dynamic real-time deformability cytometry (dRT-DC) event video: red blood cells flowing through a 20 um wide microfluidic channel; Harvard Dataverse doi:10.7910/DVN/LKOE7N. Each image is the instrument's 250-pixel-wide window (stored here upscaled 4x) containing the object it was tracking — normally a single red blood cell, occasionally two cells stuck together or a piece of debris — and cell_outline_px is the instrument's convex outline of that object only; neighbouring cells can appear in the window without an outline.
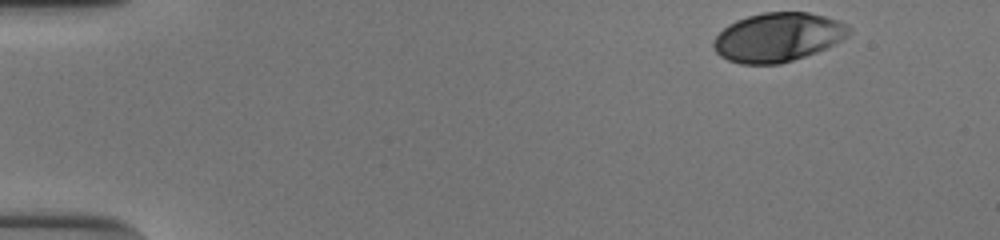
{"species": "human", "species_latin": "Homo sapiens", "temperature_condition": "cold", "stored_images_in_passage": 41, "camera_frame_rate_fps": 3000, "um_per_image_px": 0.085, "donor": {"sex": "male"}, "frame": {"image": 1, "passage_image": 1, "time_ms": 0.0, "image_size_px": [1000, 240], "cell_outline_px": [[852, 32], [848, 36], [816, 52], [780, 64], [740, 64], [728, 60], [720, 56], [712, 48], [712, 44], [716, 36], [728, 24], [736, 20], [748, 16], [764, 12], [808, 12], [824, 16], [848, 24], [852, 28]], "centroid_in_image_um": [66.1, 3.16], "position_along_channel_um": 18.9, "area_um2": 38.61}}
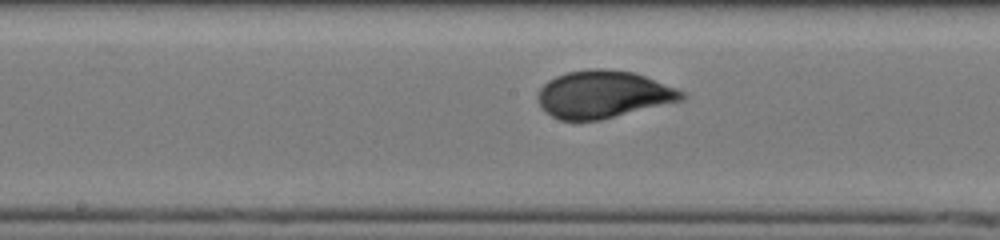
{"frame": {"image": 2, "passage_image": 24, "time_ms": 7.667, "image_size_px": [1000, 240], "cell_outline_px": [[688, 96], [684, 100], [600, 120], [560, 120], [544, 112], [540, 108], [540, 88], [548, 80], [556, 76], [568, 72], [588, 68], [608, 68], [632, 72], [644, 76], [676, 88], [684, 92]], "centroid_in_image_um": [51.29, 8.02], "position_along_channel_um": 196.9, "area_um2": 39.71}}
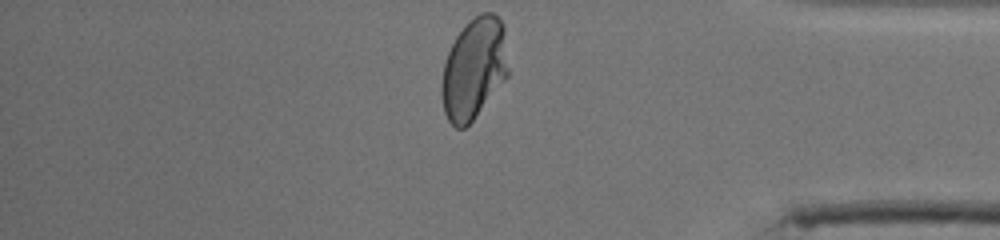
{"frame": {"image": 3, "passage_image": 41, "time_ms": 13.333, "image_size_px": [1000, 240], "cell_outline_px": [[508, 76], [472, 120], [464, 128], [456, 128], [448, 120], [444, 112], [440, 92], [440, 84], [444, 64], [448, 52], [456, 36], [480, 12], [492, 12], [504, 24], [508, 68]], "centroid_in_image_um": [40.27, 5.84], "position_along_channel_um": 394.9, "area_um2": 39.07}, "authors_computed_cell_mechanics": {"area_um2": 38.9572, "velocity_mm_per_s": 3.8743, "shape_relaxation_time_tau1_ms": 4.2588, "shape_relaxation_time_tau2_ms": null, "deformation_change_tau1": 0.1804, "deformation_change_tau2": null}}